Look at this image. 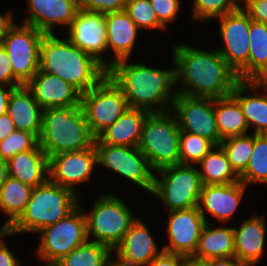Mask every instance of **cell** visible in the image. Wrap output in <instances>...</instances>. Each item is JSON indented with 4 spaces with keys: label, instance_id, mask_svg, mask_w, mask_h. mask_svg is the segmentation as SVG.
<instances>
[{
    "label": "cell",
    "instance_id": "1",
    "mask_svg": "<svg viewBox=\"0 0 267 266\" xmlns=\"http://www.w3.org/2000/svg\"><path fill=\"white\" fill-rule=\"evenodd\" d=\"M176 63L179 94L191 97L223 98L230 96L239 82L237 73L217 50L203 51L189 44L172 49Z\"/></svg>",
    "mask_w": 267,
    "mask_h": 266
},
{
    "label": "cell",
    "instance_id": "50",
    "mask_svg": "<svg viewBox=\"0 0 267 266\" xmlns=\"http://www.w3.org/2000/svg\"><path fill=\"white\" fill-rule=\"evenodd\" d=\"M8 176L9 175H8L7 161L3 160L0 157V187L6 181V179L8 178Z\"/></svg>",
    "mask_w": 267,
    "mask_h": 266
},
{
    "label": "cell",
    "instance_id": "23",
    "mask_svg": "<svg viewBox=\"0 0 267 266\" xmlns=\"http://www.w3.org/2000/svg\"><path fill=\"white\" fill-rule=\"evenodd\" d=\"M264 93H258L259 89ZM250 92V93H249ZM251 92L256 95H251ZM249 93V94H247ZM258 93V94H257ZM248 96H247V95ZM231 95L239 102L249 129L253 128L254 134L267 133V84H259L254 81H239Z\"/></svg>",
    "mask_w": 267,
    "mask_h": 266
},
{
    "label": "cell",
    "instance_id": "22",
    "mask_svg": "<svg viewBox=\"0 0 267 266\" xmlns=\"http://www.w3.org/2000/svg\"><path fill=\"white\" fill-rule=\"evenodd\" d=\"M107 27V49H112L113 56L108 60V69L122 59H129L140 31L133 20L125 12H109L105 14Z\"/></svg>",
    "mask_w": 267,
    "mask_h": 266
},
{
    "label": "cell",
    "instance_id": "10",
    "mask_svg": "<svg viewBox=\"0 0 267 266\" xmlns=\"http://www.w3.org/2000/svg\"><path fill=\"white\" fill-rule=\"evenodd\" d=\"M81 107L94 138L130 108L123 91L108 74L95 87L81 94Z\"/></svg>",
    "mask_w": 267,
    "mask_h": 266
},
{
    "label": "cell",
    "instance_id": "40",
    "mask_svg": "<svg viewBox=\"0 0 267 266\" xmlns=\"http://www.w3.org/2000/svg\"><path fill=\"white\" fill-rule=\"evenodd\" d=\"M158 21L167 29V23H173L177 19L180 10V0H150Z\"/></svg>",
    "mask_w": 267,
    "mask_h": 266
},
{
    "label": "cell",
    "instance_id": "31",
    "mask_svg": "<svg viewBox=\"0 0 267 266\" xmlns=\"http://www.w3.org/2000/svg\"><path fill=\"white\" fill-rule=\"evenodd\" d=\"M33 187L8 176L0 187V211L7 215L3 227L7 230L24 212Z\"/></svg>",
    "mask_w": 267,
    "mask_h": 266
},
{
    "label": "cell",
    "instance_id": "5",
    "mask_svg": "<svg viewBox=\"0 0 267 266\" xmlns=\"http://www.w3.org/2000/svg\"><path fill=\"white\" fill-rule=\"evenodd\" d=\"M80 196L71 189L49 179L33 188L30 200L21 216L7 229L11 234L37 232L55 224L70 214L78 205Z\"/></svg>",
    "mask_w": 267,
    "mask_h": 266
},
{
    "label": "cell",
    "instance_id": "41",
    "mask_svg": "<svg viewBox=\"0 0 267 266\" xmlns=\"http://www.w3.org/2000/svg\"><path fill=\"white\" fill-rule=\"evenodd\" d=\"M126 0H81L79 9L100 13L120 12L125 9Z\"/></svg>",
    "mask_w": 267,
    "mask_h": 266
},
{
    "label": "cell",
    "instance_id": "51",
    "mask_svg": "<svg viewBox=\"0 0 267 266\" xmlns=\"http://www.w3.org/2000/svg\"><path fill=\"white\" fill-rule=\"evenodd\" d=\"M259 84H267V68L254 80Z\"/></svg>",
    "mask_w": 267,
    "mask_h": 266
},
{
    "label": "cell",
    "instance_id": "29",
    "mask_svg": "<svg viewBox=\"0 0 267 266\" xmlns=\"http://www.w3.org/2000/svg\"><path fill=\"white\" fill-rule=\"evenodd\" d=\"M216 126L220 139L246 135L249 126L239 102L232 96L214 99Z\"/></svg>",
    "mask_w": 267,
    "mask_h": 266
},
{
    "label": "cell",
    "instance_id": "14",
    "mask_svg": "<svg viewBox=\"0 0 267 266\" xmlns=\"http://www.w3.org/2000/svg\"><path fill=\"white\" fill-rule=\"evenodd\" d=\"M171 111L177 118L180 131L205 137L214 145H220L222 140L216 126L214 99L178 93Z\"/></svg>",
    "mask_w": 267,
    "mask_h": 266
},
{
    "label": "cell",
    "instance_id": "3",
    "mask_svg": "<svg viewBox=\"0 0 267 266\" xmlns=\"http://www.w3.org/2000/svg\"><path fill=\"white\" fill-rule=\"evenodd\" d=\"M56 34H45L40 43L39 70L60 77L81 94L95 87L108 70L88 55Z\"/></svg>",
    "mask_w": 267,
    "mask_h": 266
},
{
    "label": "cell",
    "instance_id": "27",
    "mask_svg": "<svg viewBox=\"0 0 267 266\" xmlns=\"http://www.w3.org/2000/svg\"><path fill=\"white\" fill-rule=\"evenodd\" d=\"M148 114L141 109L129 108L97 138L104 144L138 147Z\"/></svg>",
    "mask_w": 267,
    "mask_h": 266
},
{
    "label": "cell",
    "instance_id": "37",
    "mask_svg": "<svg viewBox=\"0 0 267 266\" xmlns=\"http://www.w3.org/2000/svg\"><path fill=\"white\" fill-rule=\"evenodd\" d=\"M242 0H193L192 17L199 21L217 19L241 8Z\"/></svg>",
    "mask_w": 267,
    "mask_h": 266
},
{
    "label": "cell",
    "instance_id": "36",
    "mask_svg": "<svg viewBox=\"0 0 267 266\" xmlns=\"http://www.w3.org/2000/svg\"><path fill=\"white\" fill-rule=\"evenodd\" d=\"M214 144L205 137L181 131L180 164L196 165L212 149Z\"/></svg>",
    "mask_w": 267,
    "mask_h": 266
},
{
    "label": "cell",
    "instance_id": "49",
    "mask_svg": "<svg viewBox=\"0 0 267 266\" xmlns=\"http://www.w3.org/2000/svg\"><path fill=\"white\" fill-rule=\"evenodd\" d=\"M13 14L14 13L11 10H7V13H5V15L0 13V42L3 36L6 34L7 29L14 23Z\"/></svg>",
    "mask_w": 267,
    "mask_h": 266
},
{
    "label": "cell",
    "instance_id": "53",
    "mask_svg": "<svg viewBox=\"0 0 267 266\" xmlns=\"http://www.w3.org/2000/svg\"><path fill=\"white\" fill-rule=\"evenodd\" d=\"M106 266H124L119 264L116 260H110V262Z\"/></svg>",
    "mask_w": 267,
    "mask_h": 266
},
{
    "label": "cell",
    "instance_id": "20",
    "mask_svg": "<svg viewBox=\"0 0 267 266\" xmlns=\"http://www.w3.org/2000/svg\"><path fill=\"white\" fill-rule=\"evenodd\" d=\"M43 109L81 105V93L58 76L41 70L25 85Z\"/></svg>",
    "mask_w": 267,
    "mask_h": 266
},
{
    "label": "cell",
    "instance_id": "43",
    "mask_svg": "<svg viewBox=\"0 0 267 266\" xmlns=\"http://www.w3.org/2000/svg\"><path fill=\"white\" fill-rule=\"evenodd\" d=\"M241 3L252 20L267 24V0H242Z\"/></svg>",
    "mask_w": 267,
    "mask_h": 266
},
{
    "label": "cell",
    "instance_id": "26",
    "mask_svg": "<svg viewBox=\"0 0 267 266\" xmlns=\"http://www.w3.org/2000/svg\"><path fill=\"white\" fill-rule=\"evenodd\" d=\"M8 175L30 187L49 179L48 157L38 144L34 149L19 152L7 161Z\"/></svg>",
    "mask_w": 267,
    "mask_h": 266
},
{
    "label": "cell",
    "instance_id": "44",
    "mask_svg": "<svg viewBox=\"0 0 267 266\" xmlns=\"http://www.w3.org/2000/svg\"><path fill=\"white\" fill-rule=\"evenodd\" d=\"M189 259L190 258L180 254L162 251L148 266H185Z\"/></svg>",
    "mask_w": 267,
    "mask_h": 266
},
{
    "label": "cell",
    "instance_id": "52",
    "mask_svg": "<svg viewBox=\"0 0 267 266\" xmlns=\"http://www.w3.org/2000/svg\"><path fill=\"white\" fill-rule=\"evenodd\" d=\"M185 266H205L202 262H197L192 259H189Z\"/></svg>",
    "mask_w": 267,
    "mask_h": 266
},
{
    "label": "cell",
    "instance_id": "15",
    "mask_svg": "<svg viewBox=\"0 0 267 266\" xmlns=\"http://www.w3.org/2000/svg\"><path fill=\"white\" fill-rule=\"evenodd\" d=\"M66 29V38L71 44L93 56L108 70V62L101 56L108 51L104 13L78 9L71 25Z\"/></svg>",
    "mask_w": 267,
    "mask_h": 266
},
{
    "label": "cell",
    "instance_id": "24",
    "mask_svg": "<svg viewBox=\"0 0 267 266\" xmlns=\"http://www.w3.org/2000/svg\"><path fill=\"white\" fill-rule=\"evenodd\" d=\"M266 222L263 216L254 215L234 229L235 257L246 266H254L260 260L266 237Z\"/></svg>",
    "mask_w": 267,
    "mask_h": 266
},
{
    "label": "cell",
    "instance_id": "46",
    "mask_svg": "<svg viewBox=\"0 0 267 266\" xmlns=\"http://www.w3.org/2000/svg\"><path fill=\"white\" fill-rule=\"evenodd\" d=\"M202 263L205 266H246L235 256L208 259Z\"/></svg>",
    "mask_w": 267,
    "mask_h": 266
},
{
    "label": "cell",
    "instance_id": "45",
    "mask_svg": "<svg viewBox=\"0 0 267 266\" xmlns=\"http://www.w3.org/2000/svg\"><path fill=\"white\" fill-rule=\"evenodd\" d=\"M12 235L3 226L0 228V266H20L21 261L9 249L4 242L5 236Z\"/></svg>",
    "mask_w": 267,
    "mask_h": 266
},
{
    "label": "cell",
    "instance_id": "38",
    "mask_svg": "<svg viewBox=\"0 0 267 266\" xmlns=\"http://www.w3.org/2000/svg\"><path fill=\"white\" fill-rule=\"evenodd\" d=\"M124 10L139 29H166L158 21L150 0H126Z\"/></svg>",
    "mask_w": 267,
    "mask_h": 266
},
{
    "label": "cell",
    "instance_id": "19",
    "mask_svg": "<svg viewBox=\"0 0 267 266\" xmlns=\"http://www.w3.org/2000/svg\"><path fill=\"white\" fill-rule=\"evenodd\" d=\"M163 249H159L146 224L140 218L131 225L113 250L116 261L124 266H148Z\"/></svg>",
    "mask_w": 267,
    "mask_h": 266
},
{
    "label": "cell",
    "instance_id": "21",
    "mask_svg": "<svg viewBox=\"0 0 267 266\" xmlns=\"http://www.w3.org/2000/svg\"><path fill=\"white\" fill-rule=\"evenodd\" d=\"M27 4L28 15L23 23L45 34H53L57 25L68 28L79 9L76 0H28Z\"/></svg>",
    "mask_w": 267,
    "mask_h": 266
},
{
    "label": "cell",
    "instance_id": "39",
    "mask_svg": "<svg viewBox=\"0 0 267 266\" xmlns=\"http://www.w3.org/2000/svg\"><path fill=\"white\" fill-rule=\"evenodd\" d=\"M39 144V138L32 133L15 130L0 142V157L8 161L19 152L34 149Z\"/></svg>",
    "mask_w": 267,
    "mask_h": 266
},
{
    "label": "cell",
    "instance_id": "34",
    "mask_svg": "<svg viewBox=\"0 0 267 266\" xmlns=\"http://www.w3.org/2000/svg\"><path fill=\"white\" fill-rule=\"evenodd\" d=\"M234 171L240 176L247 168L254 149V133L233 136L220 143Z\"/></svg>",
    "mask_w": 267,
    "mask_h": 266
},
{
    "label": "cell",
    "instance_id": "35",
    "mask_svg": "<svg viewBox=\"0 0 267 266\" xmlns=\"http://www.w3.org/2000/svg\"><path fill=\"white\" fill-rule=\"evenodd\" d=\"M245 185L251 183L267 184V136L254 134V149L246 170L240 175Z\"/></svg>",
    "mask_w": 267,
    "mask_h": 266
},
{
    "label": "cell",
    "instance_id": "25",
    "mask_svg": "<svg viewBox=\"0 0 267 266\" xmlns=\"http://www.w3.org/2000/svg\"><path fill=\"white\" fill-rule=\"evenodd\" d=\"M43 110L25 85L12 90L8 100L7 114L16 130L35 134L39 138L42 131Z\"/></svg>",
    "mask_w": 267,
    "mask_h": 266
},
{
    "label": "cell",
    "instance_id": "4",
    "mask_svg": "<svg viewBox=\"0 0 267 266\" xmlns=\"http://www.w3.org/2000/svg\"><path fill=\"white\" fill-rule=\"evenodd\" d=\"M94 139L81 105L43 110L39 145L48 158L90 148Z\"/></svg>",
    "mask_w": 267,
    "mask_h": 266
},
{
    "label": "cell",
    "instance_id": "17",
    "mask_svg": "<svg viewBox=\"0 0 267 266\" xmlns=\"http://www.w3.org/2000/svg\"><path fill=\"white\" fill-rule=\"evenodd\" d=\"M166 222L169 242L164 244L163 251L191 258L206 223L199 208L169 211Z\"/></svg>",
    "mask_w": 267,
    "mask_h": 266
},
{
    "label": "cell",
    "instance_id": "42",
    "mask_svg": "<svg viewBox=\"0 0 267 266\" xmlns=\"http://www.w3.org/2000/svg\"><path fill=\"white\" fill-rule=\"evenodd\" d=\"M0 84L19 87L23 84L14 76L11 61L6 49L0 43Z\"/></svg>",
    "mask_w": 267,
    "mask_h": 266
},
{
    "label": "cell",
    "instance_id": "8",
    "mask_svg": "<svg viewBox=\"0 0 267 266\" xmlns=\"http://www.w3.org/2000/svg\"><path fill=\"white\" fill-rule=\"evenodd\" d=\"M155 172L160 173V178L154 176L151 194L157 196L169 211L198 207L203 183L195 165H169Z\"/></svg>",
    "mask_w": 267,
    "mask_h": 266
},
{
    "label": "cell",
    "instance_id": "7",
    "mask_svg": "<svg viewBox=\"0 0 267 266\" xmlns=\"http://www.w3.org/2000/svg\"><path fill=\"white\" fill-rule=\"evenodd\" d=\"M96 199L86 217L87 237L112 251L120 244L125 233L137 220L129 207L114 194H102Z\"/></svg>",
    "mask_w": 267,
    "mask_h": 266
},
{
    "label": "cell",
    "instance_id": "13",
    "mask_svg": "<svg viewBox=\"0 0 267 266\" xmlns=\"http://www.w3.org/2000/svg\"><path fill=\"white\" fill-rule=\"evenodd\" d=\"M218 19L220 23L219 35L224 47L217 51L237 73L239 81H248L251 18L241 7L218 17Z\"/></svg>",
    "mask_w": 267,
    "mask_h": 266
},
{
    "label": "cell",
    "instance_id": "33",
    "mask_svg": "<svg viewBox=\"0 0 267 266\" xmlns=\"http://www.w3.org/2000/svg\"><path fill=\"white\" fill-rule=\"evenodd\" d=\"M248 81H254L267 68V24L251 19Z\"/></svg>",
    "mask_w": 267,
    "mask_h": 266
},
{
    "label": "cell",
    "instance_id": "30",
    "mask_svg": "<svg viewBox=\"0 0 267 266\" xmlns=\"http://www.w3.org/2000/svg\"><path fill=\"white\" fill-rule=\"evenodd\" d=\"M196 165L201 167L199 174L203 185L231 184L240 181V176L232 168L221 145H214Z\"/></svg>",
    "mask_w": 267,
    "mask_h": 266
},
{
    "label": "cell",
    "instance_id": "18",
    "mask_svg": "<svg viewBox=\"0 0 267 266\" xmlns=\"http://www.w3.org/2000/svg\"><path fill=\"white\" fill-rule=\"evenodd\" d=\"M246 185L241 181L231 184L203 185L198 208L207 223L206 212L226 224L236 212L244 196Z\"/></svg>",
    "mask_w": 267,
    "mask_h": 266
},
{
    "label": "cell",
    "instance_id": "48",
    "mask_svg": "<svg viewBox=\"0 0 267 266\" xmlns=\"http://www.w3.org/2000/svg\"><path fill=\"white\" fill-rule=\"evenodd\" d=\"M0 84V115L7 113V105L12 90L16 87Z\"/></svg>",
    "mask_w": 267,
    "mask_h": 266
},
{
    "label": "cell",
    "instance_id": "32",
    "mask_svg": "<svg viewBox=\"0 0 267 266\" xmlns=\"http://www.w3.org/2000/svg\"><path fill=\"white\" fill-rule=\"evenodd\" d=\"M112 253L109 247L87 240L54 266H106L112 258Z\"/></svg>",
    "mask_w": 267,
    "mask_h": 266
},
{
    "label": "cell",
    "instance_id": "16",
    "mask_svg": "<svg viewBox=\"0 0 267 266\" xmlns=\"http://www.w3.org/2000/svg\"><path fill=\"white\" fill-rule=\"evenodd\" d=\"M97 164L94 144L84 150L60 153L48 158L49 180L79 195L75 186L88 182Z\"/></svg>",
    "mask_w": 267,
    "mask_h": 266
},
{
    "label": "cell",
    "instance_id": "28",
    "mask_svg": "<svg viewBox=\"0 0 267 266\" xmlns=\"http://www.w3.org/2000/svg\"><path fill=\"white\" fill-rule=\"evenodd\" d=\"M235 256V238L232 227H215L205 223L195 254L190 258L197 262L208 259Z\"/></svg>",
    "mask_w": 267,
    "mask_h": 266
},
{
    "label": "cell",
    "instance_id": "2",
    "mask_svg": "<svg viewBox=\"0 0 267 266\" xmlns=\"http://www.w3.org/2000/svg\"><path fill=\"white\" fill-rule=\"evenodd\" d=\"M127 61L129 60L116 61L108 69V75L123 91L129 107L149 113L171 110L178 94L177 90L173 91L177 85L176 63L173 58V67L168 70Z\"/></svg>",
    "mask_w": 267,
    "mask_h": 266
},
{
    "label": "cell",
    "instance_id": "11",
    "mask_svg": "<svg viewBox=\"0 0 267 266\" xmlns=\"http://www.w3.org/2000/svg\"><path fill=\"white\" fill-rule=\"evenodd\" d=\"M45 33L14 22L1 40L11 61L14 76L26 85L39 70L40 43Z\"/></svg>",
    "mask_w": 267,
    "mask_h": 266
},
{
    "label": "cell",
    "instance_id": "6",
    "mask_svg": "<svg viewBox=\"0 0 267 266\" xmlns=\"http://www.w3.org/2000/svg\"><path fill=\"white\" fill-rule=\"evenodd\" d=\"M180 133L177 118L171 110L146 116L138 148L155 171L180 164Z\"/></svg>",
    "mask_w": 267,
    "mask_h": 266
},
{
    "label": "cell",
    "instance_id": "47",
    "mask_svg": "<svg viewBox=\"0 0 267 266\" xmlns=\"http://www.w3.org/2000/svg\"><path fill=\"white\" fill-rule=\"evenodd\" d=\"M16 130L10 116L5 113L0 115V142Z\"/></svg>",
    "mask_w": 267,
    "mask_h": 266
},
{
    "label": "cell",
    "instance_id": "9",
    "mask_svg": "<svg viewBox=\"0 0 267 266\" xmlns=\"http://www.w3.org/2000/svg\"><path fill=\"white\" fill-rule=\"evenodd\" d=\"M79 205L55 224L39 230L40 243L36 251L44 266H54L73 249L88 240L86 217Z\"/></svg>",
    "mask_w": 267,
    "mask_h": 266
},
{
    "label": "cell",
    "instance_id": "12",
    "mask_svg": "<svg viewBox=\"0 0 267 266\" xmlns=\"http://www.w3.org/2000/svg\"><path fill=\"white\" fill-rule=\"evenodd\" d=\"M94 145L99 165L113 170L151 194L155 170L138 147L104 144L98 138L94 139Z\"/></svg>",
    "mask_w": 267,
    "mask_h": 266
}]
</instances>
